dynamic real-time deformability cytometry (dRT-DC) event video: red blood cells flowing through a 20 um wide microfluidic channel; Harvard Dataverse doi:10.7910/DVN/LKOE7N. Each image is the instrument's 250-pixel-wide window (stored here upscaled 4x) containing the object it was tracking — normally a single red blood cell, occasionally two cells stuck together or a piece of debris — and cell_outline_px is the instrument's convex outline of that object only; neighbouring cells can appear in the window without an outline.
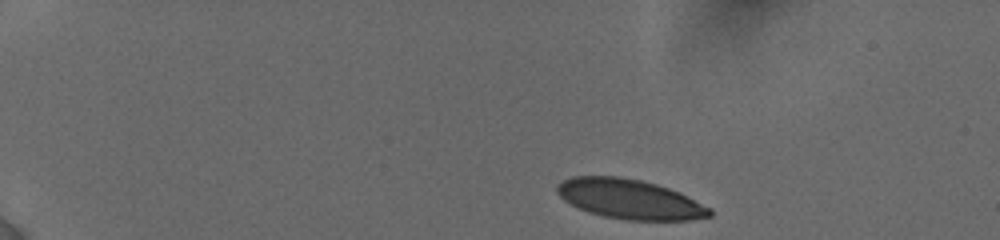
{"species": "human", "species_latin": "Homo sapiens", "temperature_condition": "cold", "stored_images_in_passage": 15, "camera_frame_rate_fps": 3000, "um_per_image_px": 0.085, "donor": {"sex": "female"}, "frame": {"image": 1, "passage_image": 1, "time_ms": 0.0, "image_size_px": [1000, 240], "cell_outline_px": [[712, 216], [692, 220], [624, 220], [604, 216], [588, 212], [564, 200], [556, 192], [556, 184], [560, 180], [572, 176], [620, 176], [640, 180], [656, 184], [680, 192], [712, 208]], "centroid_in_image_um": [53.53, 16.92], "position_along_channel_um": 31.5, "area_um2": 35.55}}